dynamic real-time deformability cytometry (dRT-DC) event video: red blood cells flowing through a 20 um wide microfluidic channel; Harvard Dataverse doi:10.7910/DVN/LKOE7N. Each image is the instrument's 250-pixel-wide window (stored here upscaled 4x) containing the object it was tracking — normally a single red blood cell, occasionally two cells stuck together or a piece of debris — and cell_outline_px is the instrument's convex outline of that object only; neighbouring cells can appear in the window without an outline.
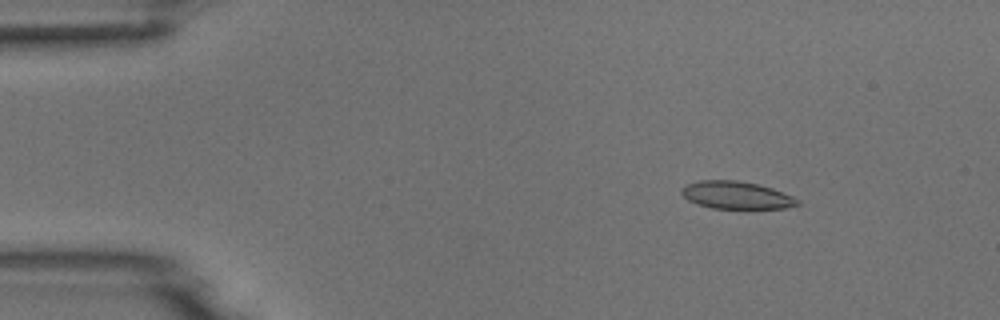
{"species": "common noctule bat (a hibernating species)", "species_latin": "Nyctalus noctula", "temperature_condition": "room temperature", "stored_images_in_passage": 6, "camera_frame_rate_fps": 3000, "um_per_image_px": 0.085, "animal": {"sex": "male", "body_mass_g": 18.8}, "frame": {"image": 1, "passage_image": 3, "time_ms": 2.333, "image_size_px": [1000, 320], "cell_outline_px": [[800, 204], [784, 208], [712, 208], [696, 204], [688, 200], [680, 192], [680, 188], [684, 184], [700, 180], [736, 180], [756, 184], [772, 188], [792, 196], [800, 200]], "centroid_in_image_um": [62.54, 16.58], "position_along_channel_um": 22.5, "area_um2": 18.61}}
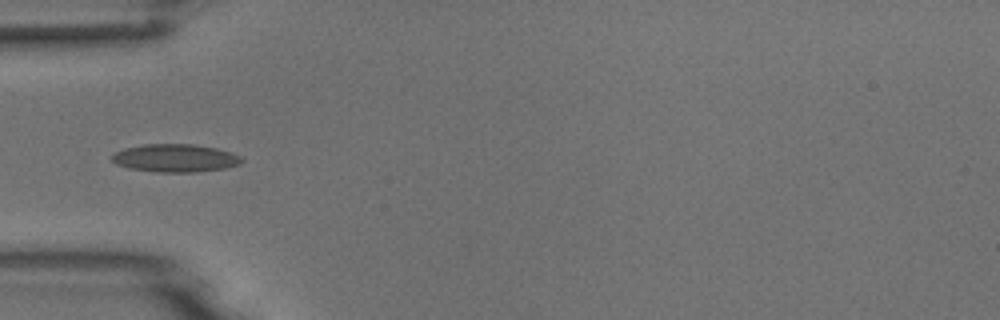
{"frame": {"image": 2, "passage_image": 6, "time_ms": 5.667, "image_size_px": [1000, 320], "cell_outline_px": [[244, 160], [240, 164], [224, 168], [196, 172], [160, 172], [128, 168], [116, 164], [112, 160], [112, 156], [116, 152], [124, 148], [144, 144], [192, 144], [216, 148], [232, 152], [240, 156]], "centroid_in_image_um": [14.91, 13.43], "position_along_channel_um": 70.1, "area_um2": 21.1}}